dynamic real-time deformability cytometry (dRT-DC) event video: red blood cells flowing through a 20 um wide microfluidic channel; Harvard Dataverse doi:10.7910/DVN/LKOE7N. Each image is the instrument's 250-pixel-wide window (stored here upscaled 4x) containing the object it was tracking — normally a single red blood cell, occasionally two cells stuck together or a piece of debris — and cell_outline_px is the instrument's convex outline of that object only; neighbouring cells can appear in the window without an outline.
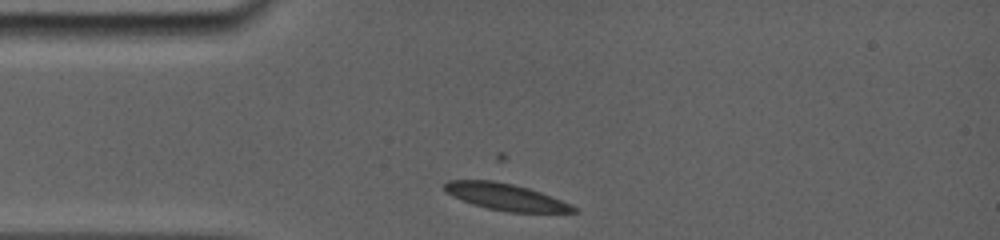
{"species": "common noctule bat (a hibernating species)", "species_latin": "Nyctalus noctula", "temperature_condition": "room temperature", "stored_images_in_passage": 2, "camera_frame_rate_fps": 5000, "um_per_image_px": 0.085, "animal": {"sex": "female", "body_mass_g": 19.0, "forearm_length_mm": 56.7}, "frame": {"image": 1, "passage_image": 1, "time_ms": 0.0, "image_size_px": [1000, 240], "cell_outline_px": [[580, 212], [508, 212], [488, 208], [472, 204], [452, 196], [444, 192], [444, 184], [448, 180], [492, 180], [512, 184], [528, 188], [552, 196], [576, 208]], "centroid_in_image_um": [42.93, 16.73], "position_along_channel_um": 42.1, "area_um2": 19.88}}